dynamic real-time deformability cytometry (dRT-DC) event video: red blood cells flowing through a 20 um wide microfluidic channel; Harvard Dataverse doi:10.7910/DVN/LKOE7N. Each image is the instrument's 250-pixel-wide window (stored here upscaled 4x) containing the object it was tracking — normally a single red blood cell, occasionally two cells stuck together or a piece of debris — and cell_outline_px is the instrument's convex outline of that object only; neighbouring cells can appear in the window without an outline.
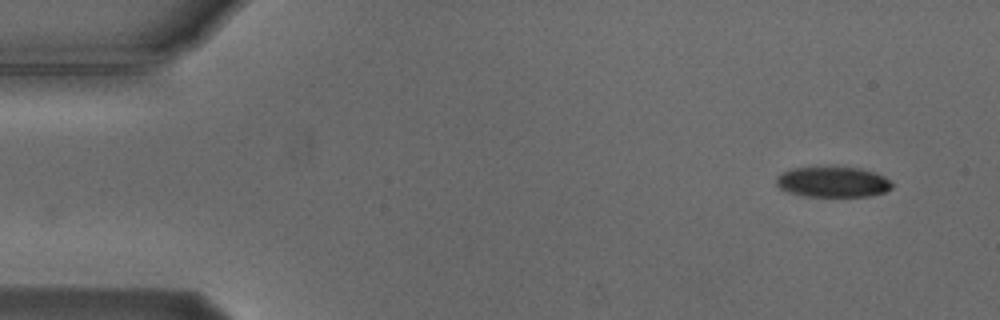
{"species": "Egyptian fruit bat (a non-hibernating species)", "species_latin": "Rousettus aegyptiacus", "temperature_condition": "cold", "stored_images_in_passage": 51, "camera_frame_rate_fps": 3000, "um_per_image_px": 0.085, "animal": {"sex": "male"}, "frame": {"image": 1, "passage_image": 1, "time_ms": 0.0, "image_size_px": [1000, 320], "cell_outline_px": [[892, 188], [884, 192], [868, 196], [804, 196], [784, 192], [776, 184], [776, 176], [792, 168], [860, 168], [884, 176], [892, 184]], "centroid_in_image_um": [70.75, 15.49], "position_along_channel_um": 14.3, "area_um2": 20.29}}
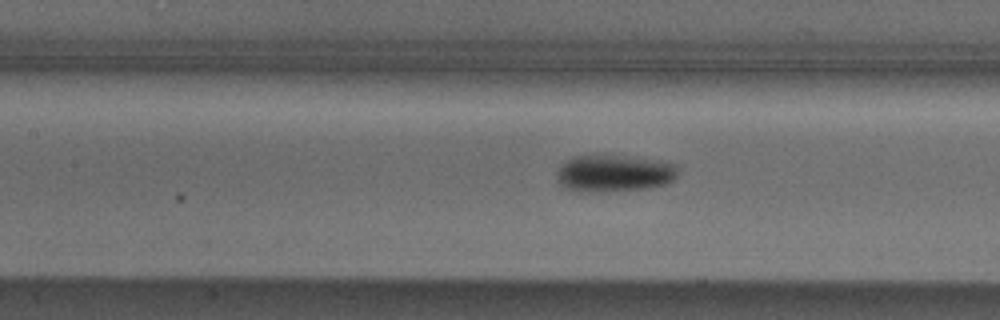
{"frame": {"image": 2, "passage_image": 21, "time_ms": 6.667, "image_size_px": [1000, 320], "cell_outline_px": [[680, 168], [676, 176], [668, 184], [648, 188], [588, 192], [580, 192], [564, 188], [560, 184], [560, 168], [572, 156], [636, 156], [656, 160], [672, 164]], "centroid_in_image_um": [52.26, 14.74], "position_along_channel_um": 155.1, "area_um2": 25.72}}
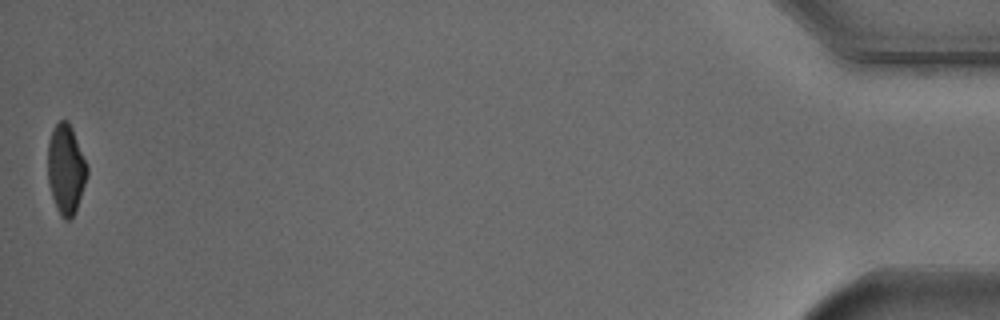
{"frame": {"image": 3, "passage_image": 51, "time_ms": 16.667, "image_size_px": [1000, 320], "cell_outline_px": [[88, 176], [76, 208], [72, 216], [68, 220], [64, 220], [60, 216], [52, 196], [48, 184], [48, 144], [52, 128], [60, 120], [68, 120], [72, 128], [88, 164]], "centroid_in_image_um": [5.61, 14.35], "position_along_channel_um": 429.6, "area_um2": 20.63}, "authors_computed_cell_mechanics": {"area_um2": 23.12, "velocity_mm_per_s": 3.7561, "shape_relaxation_time_tau1_ms": 2.4658, "shape_relaxation_time_tau2_ms": null, "deformation_change_tau1": 0.1284, "deformation_change_tau2": null}}